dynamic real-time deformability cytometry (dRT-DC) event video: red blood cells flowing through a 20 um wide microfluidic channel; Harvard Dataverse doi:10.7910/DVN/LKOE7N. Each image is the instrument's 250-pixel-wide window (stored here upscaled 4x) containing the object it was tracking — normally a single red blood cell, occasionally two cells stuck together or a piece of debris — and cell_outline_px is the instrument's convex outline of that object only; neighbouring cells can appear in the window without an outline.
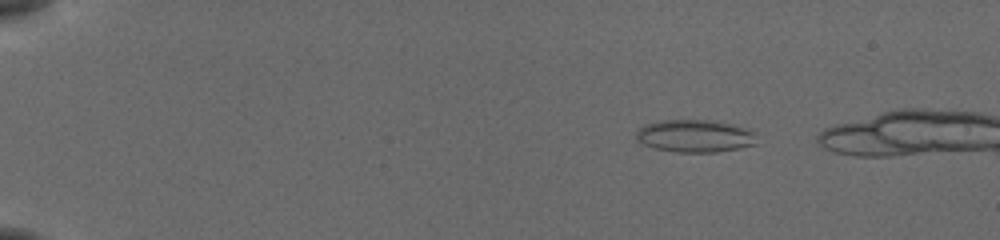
{"species": "common noctule bat (a hibernating species)", "species_latin": "Nyctalus noctula", "temperature_condition": "cold", "stored_images_in_passage": 51, "camera_frame_rate_fps": 3000, "um_per_image_px": 0.085, "animal": {"sex": "female", "body_mass_g": 19.5, "forearm_length_mm": 54.1}, "frame": {"image": 1, "passage_image": 9, "time_ms": 2.667, "image_size_px": [1000, 240], "cell_outline_px": [[752, 144], [736, 148], [712, 152], [680, 152], [656, 148], [640, 140], [636, 136], [636, 132], [640, 128], [648, 124], [672, 120], [696, 120], [720, 124], [736, 128], [748, 132]], "centroid_in_image_um": [58.89, 11.59], "position_along_channel_um": 26.1, "area_um2": 20.69}}
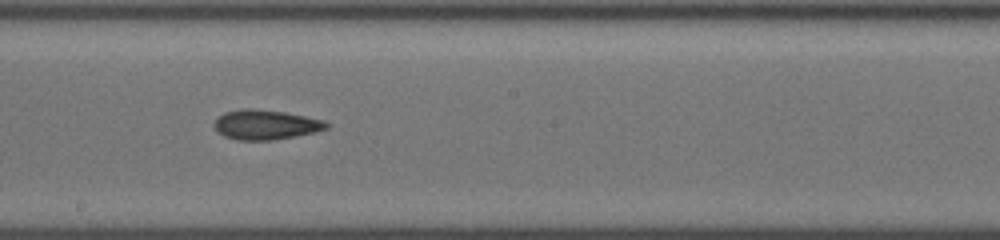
{"frame": {"image": 2, "passage_image": 33, "time_ms": 10.667, "image_size_px": [1000, 240], "cell_outline_px": [[328, 128], [312, 132], [272, 140], [236, 140], [224, 136], [216, 128], [216, 120], [224, 112], [244, 108], [252, 108], [284, 112], [324, 120], [328, 124]], "centroid_in_image_um": [22.57, 10.59], "position_along_channel_um": 225.6, "area_um2": 19.02}}
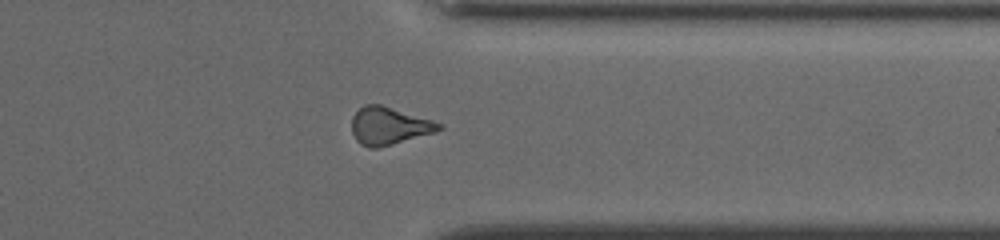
{"frame": {"image": 3, "passage_image": 45, "time_ms": 14.667, "image_size_px": [1000, 240], "cell_outline_px": [[440, 128], [432, 132], [392, 144], [376, 148], [368, 148], [360, 144], [356, 140], [352, 132], [352, 116], [364, 104], [380, 104], [440, 124]], "centroid_in_image_um": [32.94, 10.71], "position_along_channel_um": 378.5, "area_um2": 18.32}}